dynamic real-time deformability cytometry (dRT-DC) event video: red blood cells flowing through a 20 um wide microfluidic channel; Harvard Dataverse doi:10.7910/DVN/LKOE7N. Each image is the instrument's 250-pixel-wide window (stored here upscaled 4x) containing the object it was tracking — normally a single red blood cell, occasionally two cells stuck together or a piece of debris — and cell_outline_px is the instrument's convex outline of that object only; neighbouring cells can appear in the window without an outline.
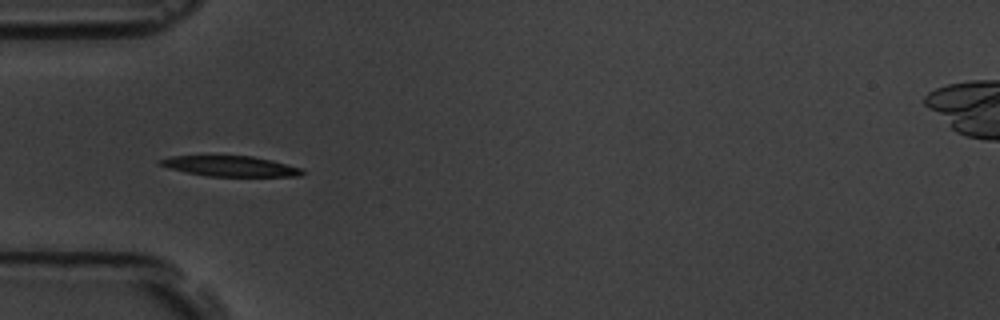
{"species": "common noctule bat (a hibernating species)", "species_latin": "Nyctalus noctula", "temperature_condition": "room temperature", "stored_images_in_passage": 6, "camera_frame_rate_fps": 3000, "um_per_image_px": 0.085, "animal": {"sex": "male", "body_mass_g": 19.5, "forearm_length_mm": 54.6}, "frame": {"image": 1, "passage_image": 5, "time_ms": 5.667, "image_size_px": [1000, 320], "cell_outline_px": [[304, 172], [300, 176], [208, 176], [168, 168], [156, 164], [156, 160], [172, 156], [252, 156], [272, 160], [304, 168]], "centroid_in_image_um": [19.57, 14.12], "position_along_channel_um": 65.4, "area_um2": 16.94}}
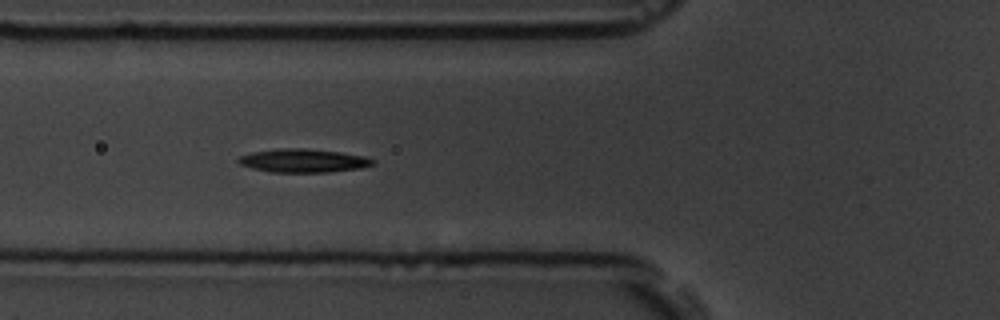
{"frame": {"image": 2, "passage_image": 6, "time_ms": 6.667, "image_size_px": [1000, 320], "cell_outline_px": [[376, 164], [360, 168], [328, 172], [272, 172], [252, 168], [240, 164], [236, 160], [240, 156], [252, 152], [280, 148], [308, 148], [340, 152], [364, 156], [376, 160]], "centroid_in_image_um": [25.8, 13.65], "position_along_channel_um": 100.0, "area_um2": 18.44}}